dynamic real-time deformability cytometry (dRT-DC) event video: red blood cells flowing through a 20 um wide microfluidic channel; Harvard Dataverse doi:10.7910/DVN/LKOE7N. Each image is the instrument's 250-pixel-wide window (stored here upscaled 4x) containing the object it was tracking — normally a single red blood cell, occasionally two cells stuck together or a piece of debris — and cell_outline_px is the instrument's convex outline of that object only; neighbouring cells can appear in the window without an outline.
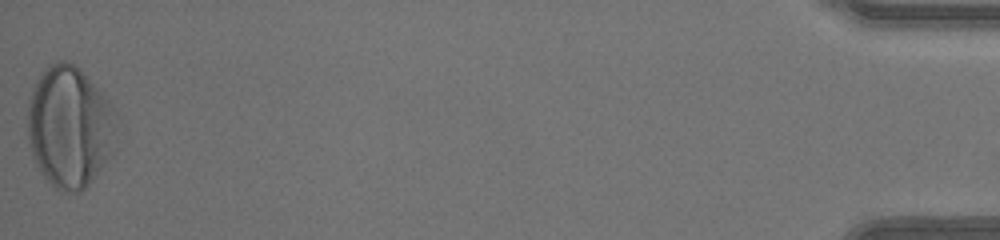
{"species": "human", "species_latin": "Homo sapiens", "temperature_condition": "warm", "stored_images_in_passage": 48, "segment_of_instrument_passage": [2, 2], "camera_frame_rate_fps": 3000, "um_per_image_px": 0.085, "donor": {"sex": "male"}, "frame": {"image": 1, "passage_image": 48, "time_ms": 15.667, "image_size_px": [1000, 240], "cell_outline_px": [[112, 156], [88, 184], [80, 192], [60, 192], [44, 176], [36, 164], [32, 156], [28, 140], [28, 104], [32, 88], [36, 80], [44, 68], [56, 60], [68, 60], [108, 100], [112, 108]], "centroid_in_image_um": [5.84, 10.81], "position_along_channel_um": 429.4, "area_um2": 61.73}}